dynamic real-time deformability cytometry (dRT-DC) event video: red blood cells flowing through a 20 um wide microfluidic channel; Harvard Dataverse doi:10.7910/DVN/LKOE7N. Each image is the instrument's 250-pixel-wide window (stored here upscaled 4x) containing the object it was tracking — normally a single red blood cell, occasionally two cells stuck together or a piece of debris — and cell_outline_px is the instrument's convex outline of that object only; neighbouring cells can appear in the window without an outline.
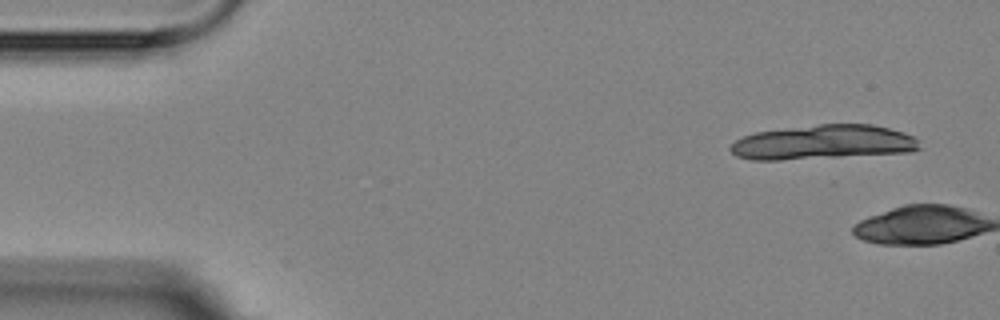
{"species": "Egyptian fruit bat (a non-hibernating species)", "species_latin": "Rousettus aegyptiacus", "temperature_condition": "room temperature", "stored_images_in_passage": 6, "camera_frame_rate_fps": 3000, "um_per_image_px": 0.085, "animal": {"sex": "female"}, "frame": {"image": 1, "passage_image": 1, "time_ms": 0.0, "image_size_px": [1000, 320], "cell_outline_px": [[920, 148], [912, 152], [780, 160], [752, 160], [736, 156], [728, 148], [736, 140], [744, 136], [756, 132], [820, 124], [872, 124], [888, 128], [912, 136], [920, 140]], "centroid_in_image_um": [69.97, 12.1], "position_along_channel_um": 15.0, "area_um2": 37.74}}